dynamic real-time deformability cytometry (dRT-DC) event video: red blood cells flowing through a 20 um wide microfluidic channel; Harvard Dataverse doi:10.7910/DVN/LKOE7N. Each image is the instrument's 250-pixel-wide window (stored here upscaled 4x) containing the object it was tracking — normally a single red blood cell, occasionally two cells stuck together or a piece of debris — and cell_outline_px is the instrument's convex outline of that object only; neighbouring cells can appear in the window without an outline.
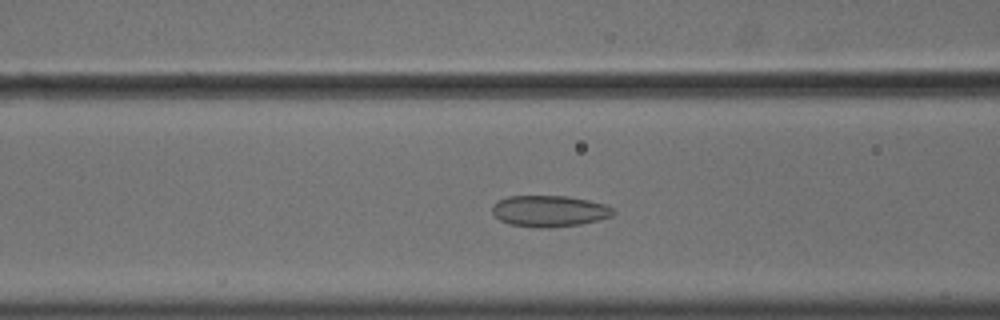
{"species": "common noctule bat (a hibernating species)", "species_latin": "Nyctalus noctula", "temperature_condition": "cold", "stored_images_in_passage": 50, "camera_frame_rate_fps": 3000, "um_per_image_px": 0.085, "animal": {"sex": "male", "body_mass_g": 18.8}, "frame": {"image": 1, "passage_image": 22, "time_ms": 7.0, "image_size_px": [1000, 320], "cell_outline_px": [[616, 212], [612, 216], [600, 220], [580, 224], [552, 228], [540, 228], [508, 224], [500, 220], [492, 212], [492, 204], [496, 200], [508, 196], [568, 196], [588, 200], [604, 204], [616, 208]], "centroid_in_image_um": [46.71, 17.94], "position_along_channel_um": 119.9, "area_um2": 22.43}}
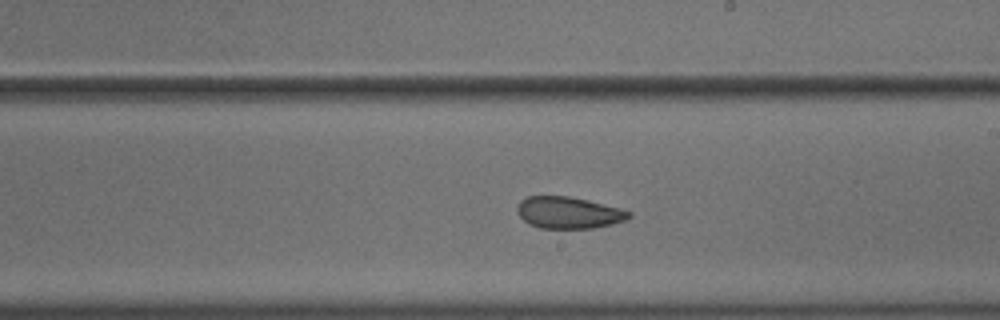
{"frame": {"image": 2, "passage_image": 32, "time_ms": 10.333, "image_size_px": [1000, 320], "cell_outline_px": [[632, 216], [624, 220], [612, 224], [592, 228], [540, 228], [528, 224], [516, 212], [516, 208], [520, 200], [528, 196], [568, 196], [620, 208], [632, 212]], "centroid_in_image_um": [48.3, 18.08], "position_along_channel_um": 240.7, "area_um2": 20.58}}
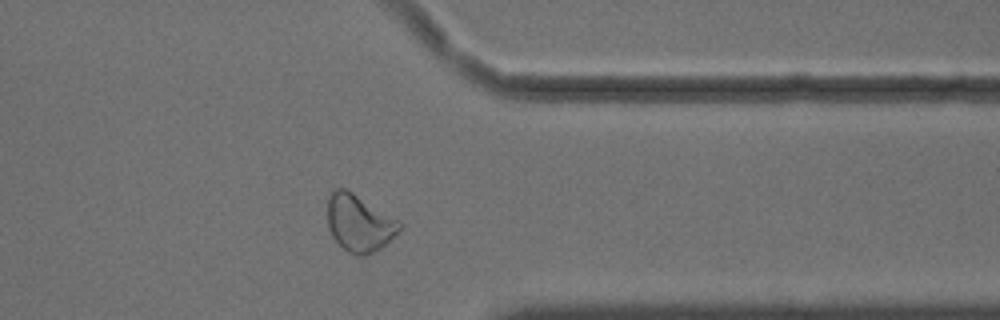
{"frame": {"image": 3, "passage_image": 44, "time_ms": 14.333, "image_size_px": [1000, 320], "cell_outline_px": [[404, 228], [400, 232], [380, 248], [364, 256], [356, 256], [348, 252], [332, 236], [328, 228], [328, 196], [336, 188], [344, 188], [352, 192], [400, 220]], "centroid_in_image_um": [30.57, 18.97], "position_along_channel_um": 380.8, "area_um2": 23.99}}